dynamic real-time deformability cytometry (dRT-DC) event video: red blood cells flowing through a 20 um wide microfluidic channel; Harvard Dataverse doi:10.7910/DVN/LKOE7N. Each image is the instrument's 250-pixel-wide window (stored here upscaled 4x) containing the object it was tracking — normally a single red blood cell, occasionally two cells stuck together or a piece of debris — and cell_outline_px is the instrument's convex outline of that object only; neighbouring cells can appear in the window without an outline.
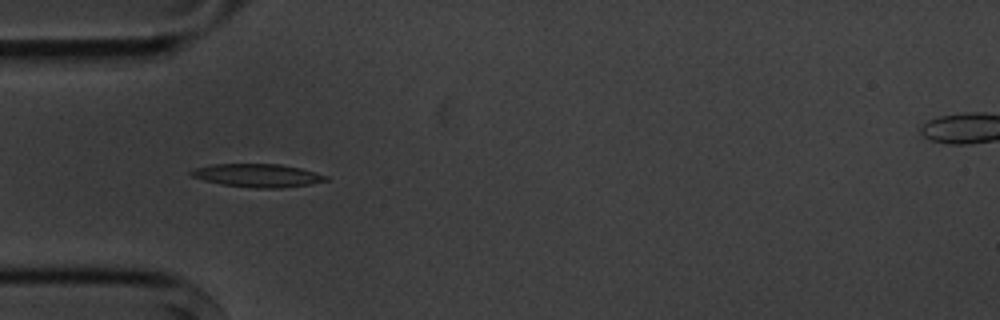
{"species": "common noctule bat (a hibernating species)", "species_latin": "Nyctalus noctula", "temperature_condition": "cold", "stored_images_in_passage": 5, "camera_frame_rate_fps": 3000, "um_per_image_px": 0.085, "animal": {"sex": "male", "body_mass_g": 20.1, "forearm_length_mm": 53.5}, "frame": {"image": 1, "passage_image": 4, "time_ms": 4.333, "image_size_px": [1000, 320], "cell_outline_px": [[328, 180], [312, 184], [280, 188], [256, 188], [220, 184], [204, 180], [192, 176], [188, 172], [196, 168], [212, 164], [280, 164], [300, 168], [316, 172], [328, 176]], "centroid_in_image_um": [21.92, 14.91], "position_along_channel_um": 63.1, "area_um2": 18.21}}
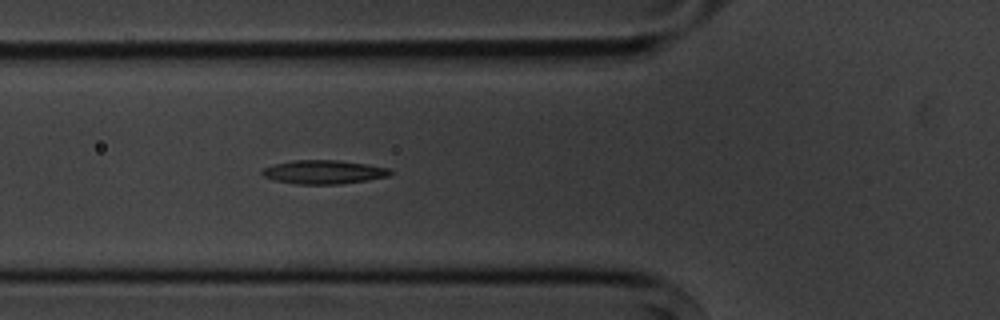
{"frame": {"image": 2, "passage_image": 5, "time_ms": 5.333, "image_size_px": [1000, 320], "cell_outline_px": [[392, 172], [388, 176], [368, 180], [340, 184], [296, 184], [276, 180], [264, 176], [260, 172], [264, 168], [276, 164], [292, 160], [340, 160], [368, 164], [392, 168]], "centroid_in_image_um": [27.57, 14.61], "position_along_channel_um": 98.2, "area_um2": 17.74}}